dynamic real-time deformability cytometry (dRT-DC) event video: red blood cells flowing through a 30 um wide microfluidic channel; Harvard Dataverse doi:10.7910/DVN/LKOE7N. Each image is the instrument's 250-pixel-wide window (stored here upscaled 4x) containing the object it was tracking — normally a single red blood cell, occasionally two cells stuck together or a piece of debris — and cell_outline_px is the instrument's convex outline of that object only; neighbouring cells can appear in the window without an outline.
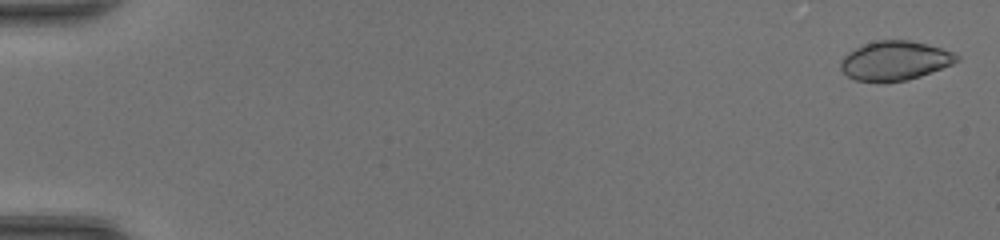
{"species": "common noctule bat (a hibernating species)", "species_latin": "Nyctalus noctula", "temperature_condition": "room temperature", "stored_images_in_passage": 9, "camera_frame_rate_fps": 3000, "um_per_image_px": 0.085, "animal": {"sex": "female", "body_mass_g": 20.0, "forearm_length_mm": 54.0}, "frame": {"image": 1, "passage_image": 2, "time_ms": 0.333, "image_size_px": [1000, 240], "cell_outline_px": [[960, 60], [952, 64], [920, 76], [908, 80], [884, 84], [856, 80], [848, 76], [840, 68], [840, 60], [848, 52], [864, 44], [876, 40], [908, 40], [956, 52], [960, 56]], "centroid_in_image_um": [76.06, 5.18], "position_along_channel_um": 8.9, "area_um2": 26.82}}